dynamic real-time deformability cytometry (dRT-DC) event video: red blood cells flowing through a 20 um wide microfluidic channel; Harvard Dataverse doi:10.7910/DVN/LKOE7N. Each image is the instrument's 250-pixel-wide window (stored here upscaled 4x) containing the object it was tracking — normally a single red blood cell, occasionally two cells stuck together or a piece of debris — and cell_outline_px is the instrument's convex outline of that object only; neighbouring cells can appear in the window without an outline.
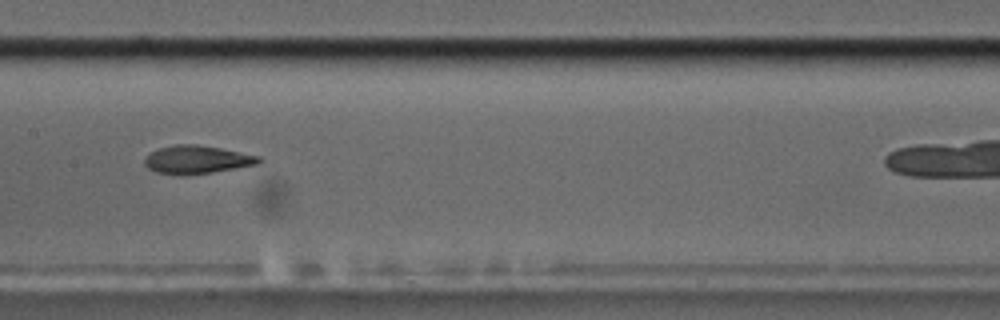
{"species": "common noctule bat (a hibernating species)", "species_latin": "Nyctalus noctula", "temperature_condition": "cold", "stored_images_in_passage": 8, "camera_frame_rate_fps": 3000, "um_per_image_px": 0.085, "animal": {"sex": "male", "body_mass_g": 17.5, "forearm_length_mm": 52.3}, "frame": {"image": 1, "passage_image": 5, "time_ms": 4.667, "image_size_px": [1000, 320], "cell_outline_px": [[264, 160], [256, 164], [236, 168], [212, 172], [180, 176], [156, 172], [148, 168], [144, 164], [144, 160], [152, 152], [160, 148], [176, 144], [196, 144], [220, 148], [260, 156]], "centroid_in_image_um": [16.74, 13.57], "position_along_channel_um": 190.7, "area_um2": 18.67}}
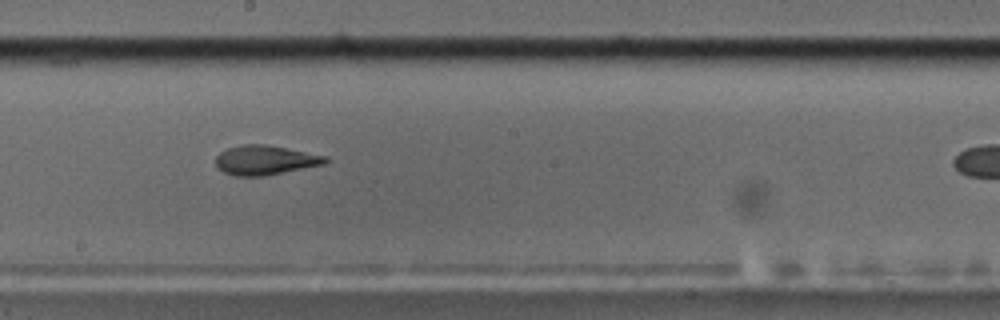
{"frame": {"image": 2, "passage_image": 6, "time_ms": 5.667, "image_size_px": [1000, 320], "cell_outline_px": [[328, 160], [324, 164], [264, 176], [236, 176], [224, 172], [216, 168], [216, 156], [220, 152], [228, 148], [244, 144], [264, 144], [328, 156]], "centroid_in_image_um": [22.51, 13.61], "position_along_channel_um": 225.7, "area_um2": 18.73}}
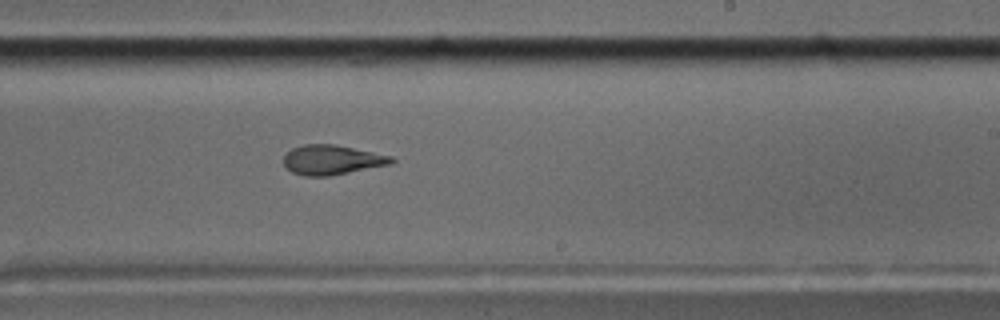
{"frame": {"image": 3, "passage_image": 7, "time_ms": 6.667, "image_size_px": [1000, 320], "cell_outline_px": [[396, 160], [392, 164], [328, 176], [304, 176], [292, 172], [284, 164], [284, 156], [292, 148], [304, 144], [336, 144], [392, 156]], "centroid_in_image_um": [28.23, 13.58], "position_along_channel_um": 260.8, "area_um2": 18.61}}